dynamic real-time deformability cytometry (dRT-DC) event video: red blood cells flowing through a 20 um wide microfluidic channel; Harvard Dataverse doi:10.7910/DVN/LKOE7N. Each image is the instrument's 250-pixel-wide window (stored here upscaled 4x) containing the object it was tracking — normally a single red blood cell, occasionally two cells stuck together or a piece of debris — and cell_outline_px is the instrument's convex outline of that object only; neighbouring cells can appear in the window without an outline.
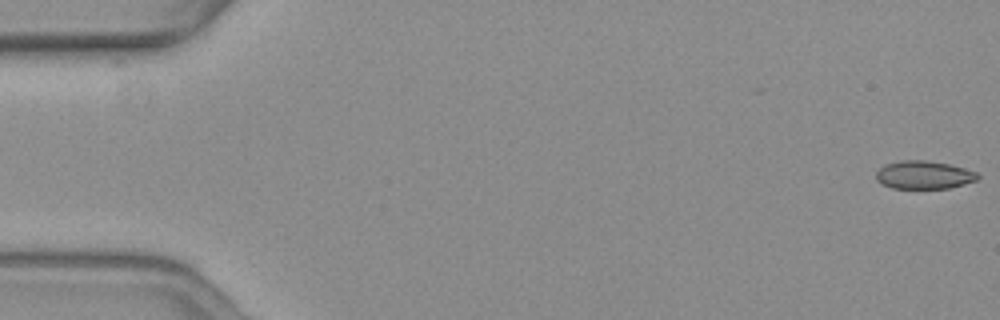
{"species": "common noctule bat (a hibernating species)", "species_latin": "Nyctalus noctula", "temperature_condition": "warm", "stored_images_in_passage": 44, "camera_frame_rate_fps": 3000, "um_per_image_px": 0.085, "animal": {"sex": "female", "body_mass_g": 19.3, "forearm_length_mm": 54.1}, "frame": {"image": 1, "passage_image": 1, "time_ms": 0.0, "image_size_px": [1000, 320], "cell_outline_px": [[980, 176], [976, 180], [964, 184], [948, 188], [892, 188], [880, 184], [876, 180], [876, 172], [884, 164], [900, 160], [924, 160], [948, 164], [964, 168], [976, 172]], "centroid_in_image_um": [78.49, 14.86], "position_along_channel_um": 6.5, "area_um2": 16.65}}
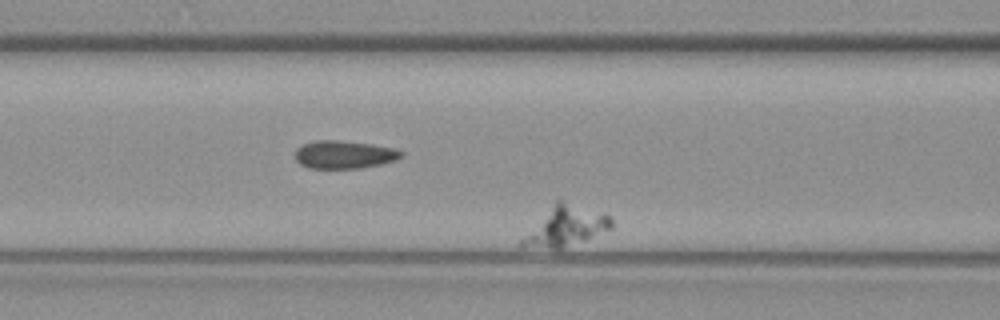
{"frame": {"image": 2, "passage_image": 24, "time_ms": 7.667, "image_size_px": [1000, 320], "cell_outline_px": [[612, 228], [584, 240], [560, 248], [520, 248], [520, 240], [556, 200], [560, 200], [604, 212], [612, 216]], "centroid_in_image_um": [48.09, 19.23], "position_along_channel_um": 118.5, "area_um2": 20.46}}
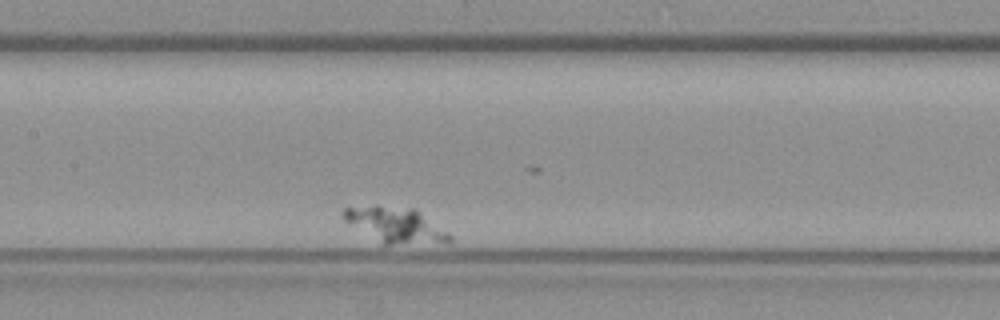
{"frame": {"image": 3, "passage_image": 31, "time_ms": 10.0, "image_size_px": [1000, 320], "cell_outline_px": [[452, 240], [448, 244], [380, 244], [344, 220], [340, 216], [340, 212], [344, 208], [376, 204], [416, 208], [448, 232], [452, 236]], "centroid_in_image_um": [33.63, 19.12], "position_along_channel_um": 173.8, "area_um2": 22.66}}